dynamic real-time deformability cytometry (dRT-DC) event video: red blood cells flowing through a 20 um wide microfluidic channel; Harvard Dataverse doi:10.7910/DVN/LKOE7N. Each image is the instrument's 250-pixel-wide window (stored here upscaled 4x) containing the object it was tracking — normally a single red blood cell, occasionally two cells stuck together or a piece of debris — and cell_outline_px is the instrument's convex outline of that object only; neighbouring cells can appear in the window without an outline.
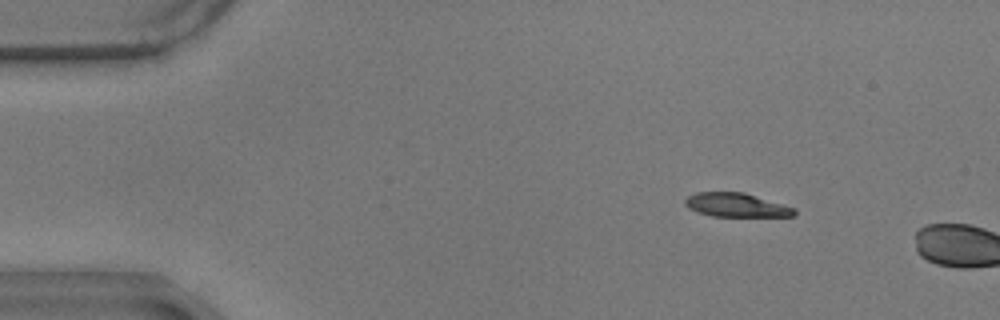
{"species": "common noctule bat (a hibernating species)", "species_latin": "Nyctalus noctula", "temperature_condition": "warm", "stored_images_in_passage": 9, "camera_frame_rate_fps": 3000, "um_per_image_px": 0.085, "animal": {"sex": "male", "body_mass_g": 17.9}, "frame": {"image": 1, "passage_image": 7, "time_ms": 2.0, "image_size_px": [1000, 320], "cell_outline_px": [[796, 212], [792, 216], [712, 216], [696, 212], [688, 208], [684, 204], [684, 200], [688, 196], [696, 192], [744, 192], [796, 208]], "centroid_in_image_um": [62.55, 17.42], "position_along_channel_um": 22.5, "area_um2": 15.2}}